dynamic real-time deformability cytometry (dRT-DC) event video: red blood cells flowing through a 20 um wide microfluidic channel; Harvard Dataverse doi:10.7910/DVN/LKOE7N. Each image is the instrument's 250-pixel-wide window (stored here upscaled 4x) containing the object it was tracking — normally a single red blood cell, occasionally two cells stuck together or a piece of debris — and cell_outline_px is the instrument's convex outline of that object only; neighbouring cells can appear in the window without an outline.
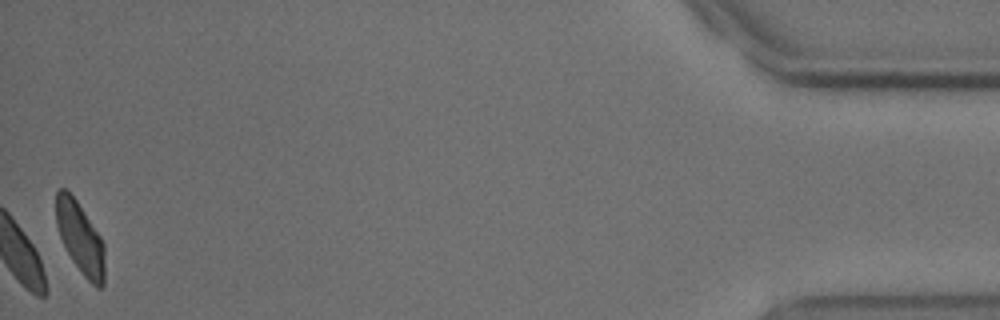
{"species": "common noctule bat (a hibernating species)", "species_latin": "Nyctalus noctula", "temperature_condition": "cold", "stored_images_in_passage": 46, "camera_frame_rate_fps": 3000, "um_per_image_px": 0.085, "animal": {"sex": "male", "body_mass_g": 18.8}, "frame": {"image": 1, "passage_image": 46, "time_ms": 15.0, "image_size_px": [1000, 320], "cell_outline_px": [[104, 284], [100, 288], [96, 288], [84, 276], [72, 260], [60, 236], [56, 224], [56, 192], [60, 188], [64, 188], [76, 200], [100, 236], [104, 244]], "centroid_in_image_um": [6.82, 20.24], "position_along_channel_um": 428.4, "area_um2": 19.94}, "authors_computed_cell_mechanics": {"area_um2": 20.3456, "velocity_mm_per_s": 3.6331, "shape_relaxation_time_tau1_ms": 3.2942, "shape_relaxation_time_tau2_ms": null, "deformation_change_tau1": 0.0852, "deformation_change_tau2": null}}